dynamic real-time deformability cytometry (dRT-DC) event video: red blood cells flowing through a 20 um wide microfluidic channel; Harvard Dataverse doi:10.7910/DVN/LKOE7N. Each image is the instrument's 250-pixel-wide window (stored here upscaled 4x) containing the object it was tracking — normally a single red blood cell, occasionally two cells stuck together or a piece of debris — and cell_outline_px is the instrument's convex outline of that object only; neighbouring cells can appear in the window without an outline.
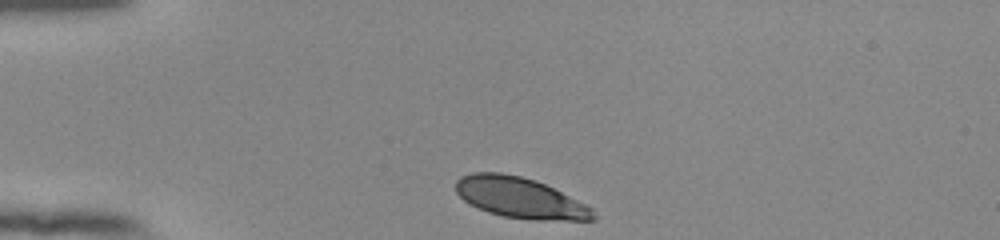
{"species": "human", "species_latin": "Homo sapiens", "temperature_condition": "room temperature", "stored_images_in_passage": 33, "camera_frame_rate_fps": 3000, "um_per_image_px": 0.085, "donor": {"sex": "female"}, "frame": {"image": 1, "passage_image": 1, "time_ms": 0.0, "image_size_px": [1000, 240], "cell_outline_px": [[596, 220], [532, 220], [504, 216], [488, 212], [464, 200], [456, 192], [456, 180], [460, 176], [472, 172], [500, 172], [520, 176], [536, 180], [592, 208], [596, 216]], "centroid_in_image_um": [44.18, 16.81], "position_along_channel_um": 40.8, "area_um2": 32.25}}
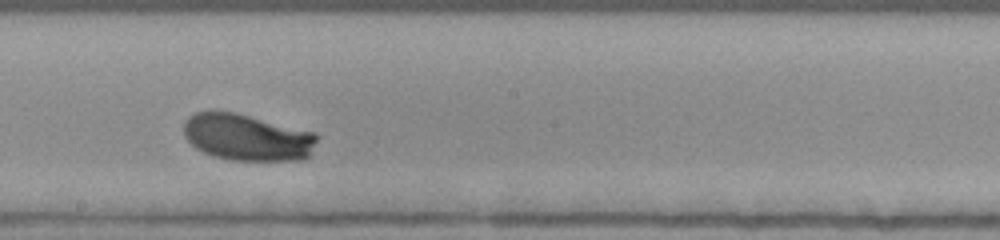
{"frame": {"image": 2, "passage_image": 19, "time_ms": 6.0, "image_size_px": [1000, 240], "cell_outline_px": [[316, 140], [308, 156], [304, 160], [232, 160], [212, 156], [196, 148], [184, 136], [184, 120], [188, 116], [196, 112], [236, 112], [316, 132]], "centroid_in_image_um": [20.99, 11.67], "position_along_channel_um": 227.2, "area_um2": 36.18}}
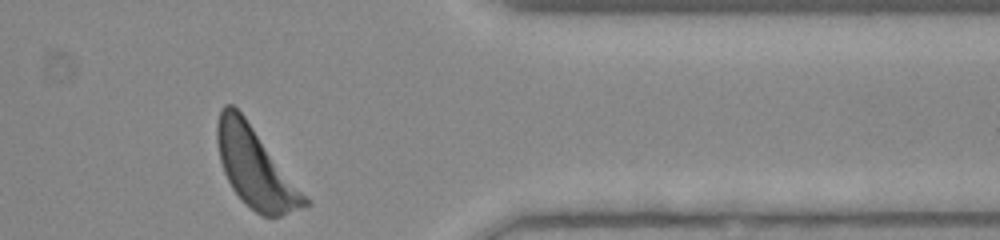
{"frame": {"image": 3, "passage_image": 33, "time_ms": 10.667, "image_size_px": [1000, 240], "cell_outline_px": [[312, 204], [280, 216], [264, 216], [256, 212], [232, 188], [224, 172], [220, 160], [216, 140], [216, 124], [220, 112], [224, 104], [232, 104], [244, 116], [312, 200]], "centroid_in_image_um": [21.74, 14.24], "position_along_channel_um": 389.7, "area_um2": 40.4}, "authors_computed_cell_mechanics": {"area_um2": 36.1828, "velocity_mm_per_s": 3.7819, "shape_relaxation_time_tau1_ms": 1.9457, "shape_relaxation_time_tau2_ms": null, "deformation_change_tau1": 0.1356, "deformation_change_tau2": null}}